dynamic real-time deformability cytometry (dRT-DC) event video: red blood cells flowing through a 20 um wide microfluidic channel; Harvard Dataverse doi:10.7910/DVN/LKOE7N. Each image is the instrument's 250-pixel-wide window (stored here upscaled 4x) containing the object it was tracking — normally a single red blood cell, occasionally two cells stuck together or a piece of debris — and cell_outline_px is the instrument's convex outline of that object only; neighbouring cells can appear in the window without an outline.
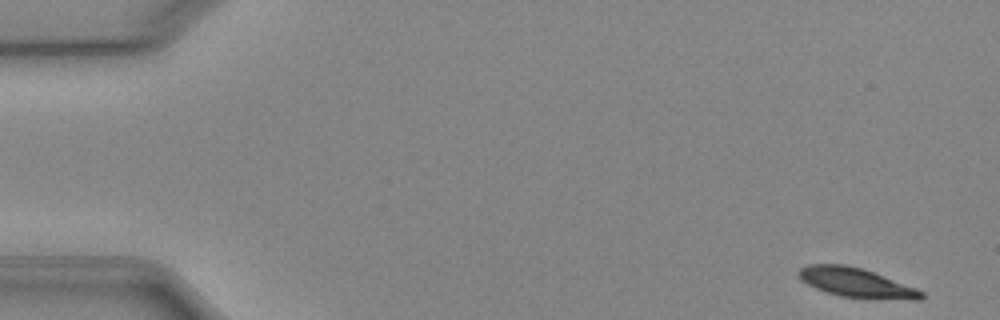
{"species": "Egyptian fruit bat (a non-hibernating species)", "species_latin": "Rousettus aegyptiacus", "temperature_condition": "cold", "stored_images_in_passage": 50, "camera_frame_rate_fps": 3000, "um_per_image_px": 0.085, "animal": {"sex": "female"}, "frame": {"image": 1, "passage_image": 1, "time_ms": 0.0, "image_size_px": [1000, 320], "cell_outline_px": [[924, 296], [920, 300], [912, 300], [840, 296], [816, 288], [800, 280], [796, 272], [800, 268], [808, 264], [844, 264], [864, 268], [916, 288], [924, 292]], "centroid_in_image_um": [72.76, 24.01], "position_along_channel_um": 12.2, "area_um2": 20.92}}
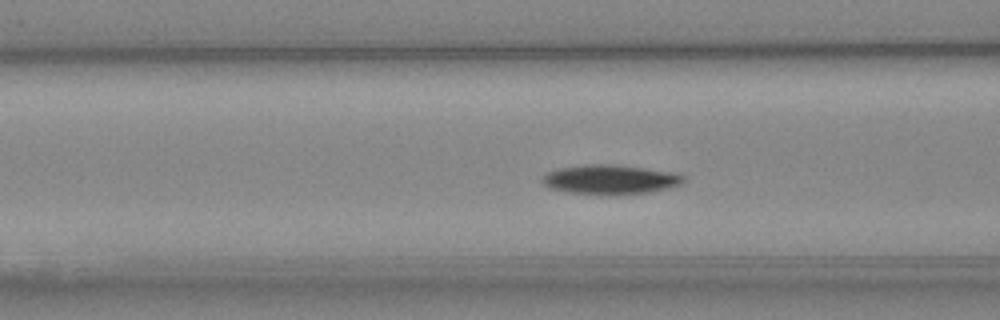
{"frame": {"image": 2, "passage_image": 19, "time_ms": 6.0, "image_size_px": [1000, 320], "cell_outline_px": [[684, 184], [672, 188], [652, 192], [612, 196], [608, 196], [568, 192], [548, 188], [540, 180], [548, 172], [560, 168], [584, 164], [612, 164], [672, 172], [684, 176]], "centroid_in_image_um": [51.89, 15.28], "position_along_channel_um": 114.7, "area_um2": 24.68}}
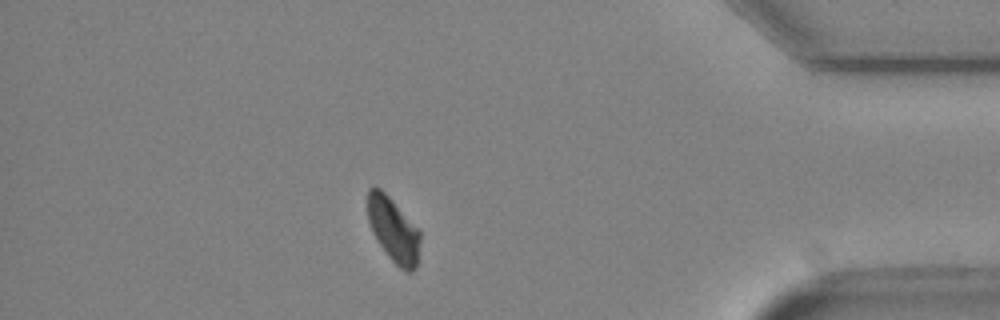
{"frame": {"image": 3, "passage_image": 44, "time_ms": 14.333, "image_size_px": [1000, 320], "cell_outline_px": [[420, 240], [416, 268], [412, 272], [404, 272], [388, 256], [372, 232], [368, 220], [368, 188], [376, 184], [420, 228]], "centroid_in_image_um": [33.45, 19.52], "position_along_channel_um": 401.7, "area_um2": 19.88}, "authors_computed_cell_mechanics": {"area_um2": 22.3108, "velocity_mm_per_s": 3.8853, "shape_relaxation_time_tau1_ms": 2.1146, "shape_relaxation_time_tau2_ms": null, "deformation_change_tau1": 0.0861, "deformation_change_tau2": null}}